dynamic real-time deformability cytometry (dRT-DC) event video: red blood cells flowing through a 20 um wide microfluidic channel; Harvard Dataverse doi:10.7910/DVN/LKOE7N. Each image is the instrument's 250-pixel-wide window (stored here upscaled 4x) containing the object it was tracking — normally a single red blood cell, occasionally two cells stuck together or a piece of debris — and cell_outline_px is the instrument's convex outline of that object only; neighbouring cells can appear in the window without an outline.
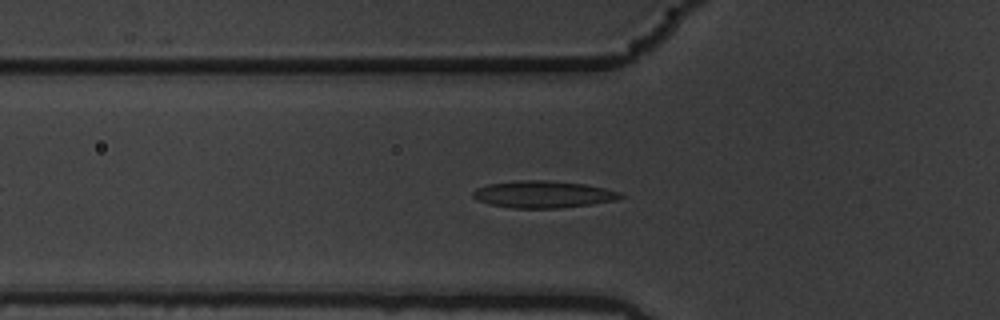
{"species": "common noctule bat (a hibernating species)", "species_latin": "Nyctalus noctula", "temperature_condition": "warm", "stored_images_in_passage": 54, "camera_frame_rate_fps": 3000, "um_per_image_px": 0.085, "animal": {"sex": "male", "body_mass_g": 19.5, "forearm_length_mm": 54.6}, "frame": {"image": 1, "passage_image": 17, "time_ms": 5.333, "image_size_px": [1000, 320], "cell_outline_px": [[624, 196], [616, 200], [592, 204], [560, 208], [512, 208], [488, 204], [472, 196], [472, 192], [476, 188], [488, 184], [516, 180], [548, 180], [584, 184], [604, 188], [620, 192]], "centroid_in_image_um": [46.16, 16.52], "position_along_channel_um": 79.6, "area_um2": 23.24}}
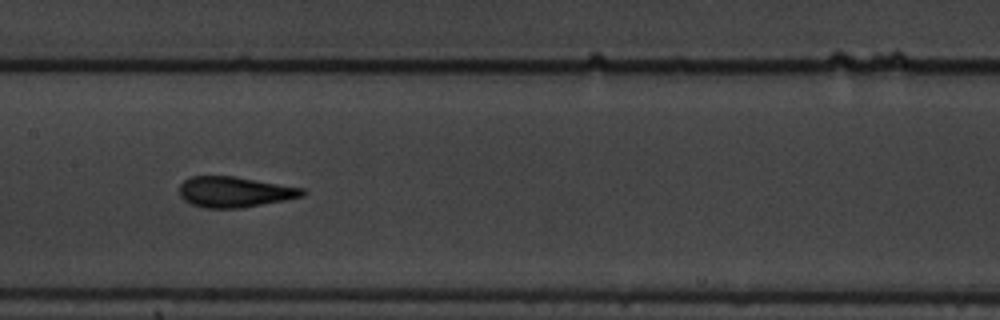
{"frame": {"image": 2, "passage_image": 26, "time_ms": 8.333, "image_size_px": [1000, 320], "cell_outline_px": [[308, 192], [304, 196], [284, 200], [240, 208], [204, 208], [192, 204], [184, 200], [180, 196], [180, 184], [184, 180], [192, 176], [236, 176], [304, 188]], "centroid_in_image_um": [19.96, 16.31], "position_along_channel_um": 187.4, "area_um2": 22.02}}
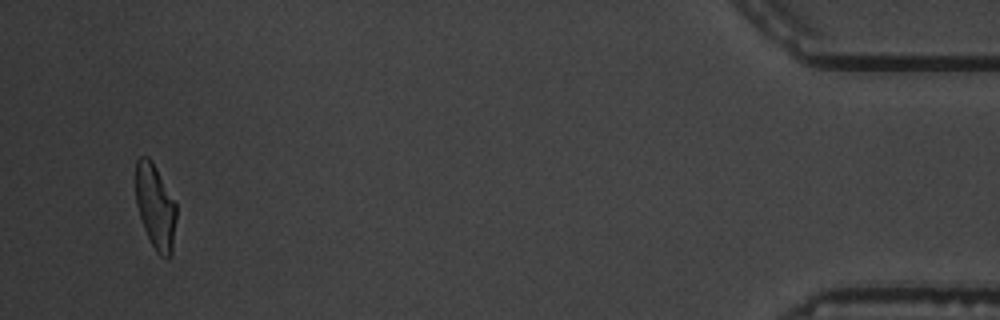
{"frame": {"image": 3, "passage_image": 52, "time_ms": 17.0, "image_size_px": [1000, 320], "cell_outline_px": [[176, 220], [172, 252], [168, 260], [160, 256], [156, 252], [144, 228], [136, 204], [136, 160], [140, 156], [148, 156], [152, 160], [176, 204]], "centroid_in_image_um": [13.21, 17.58], "position_along_channel_um": 422.0, "area_um2": 20.06}, "authors_computed_cell_mechanics": {"area_um2": 21.4438, "velocity_mm_per_s": 3.5701, "shape_relaxation_time_tau1_ms": 6.6449, "shape_relaxation_time_tau2_ms": 1.1917, "deformation_change_tau1": 0.2187, "deformation_change_tau2": 0.0885}}